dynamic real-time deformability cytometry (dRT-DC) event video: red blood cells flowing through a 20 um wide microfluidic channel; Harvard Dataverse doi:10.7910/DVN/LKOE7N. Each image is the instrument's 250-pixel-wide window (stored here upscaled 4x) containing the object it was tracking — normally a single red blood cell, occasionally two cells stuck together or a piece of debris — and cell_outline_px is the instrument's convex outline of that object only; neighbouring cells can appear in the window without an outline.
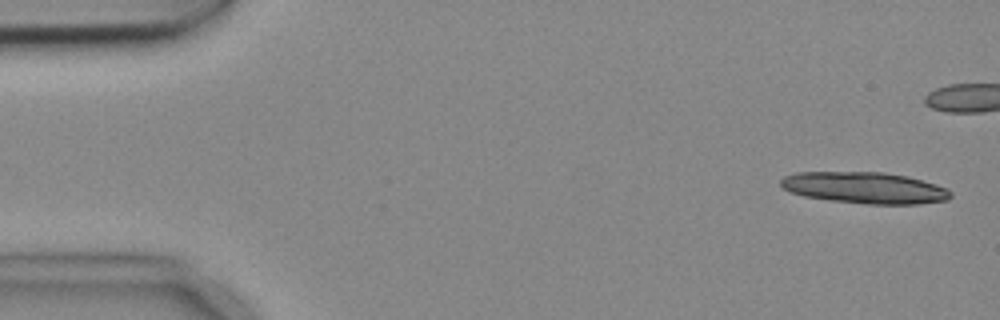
{"species": "common noctule bat (a hibernating species)", "species_latin": "Nyctalus noctula", "temperature_condition": "cold", "stored_images_in_passage": 18, "segment_of_instrument_passage": [1, 2], "camera_frame_rate_fps": 3000, "um_per_image_px": 0.085, "animal": {"sex": "female", "body_mass_g": 18.4}, "frame": {"image": 1, "passage_image": 1, "time_ms": 0.0, "image_size_px": [1000, 320], "cell_outline_px": [[952, 196], [948, 200], [920, 204], [868, 204], [832, 200], [804, 196], [792, 192], [784, 188], [780, 184], [780, 180], [784, 176], [796, 172], [884, 172], [908, 176], [936, 184], [948, 188], [952, 192]], "centroid_in_image_um": [73.55, 15.96], "position_along_channel_um": 11.4, "area_um2": 31.21}}